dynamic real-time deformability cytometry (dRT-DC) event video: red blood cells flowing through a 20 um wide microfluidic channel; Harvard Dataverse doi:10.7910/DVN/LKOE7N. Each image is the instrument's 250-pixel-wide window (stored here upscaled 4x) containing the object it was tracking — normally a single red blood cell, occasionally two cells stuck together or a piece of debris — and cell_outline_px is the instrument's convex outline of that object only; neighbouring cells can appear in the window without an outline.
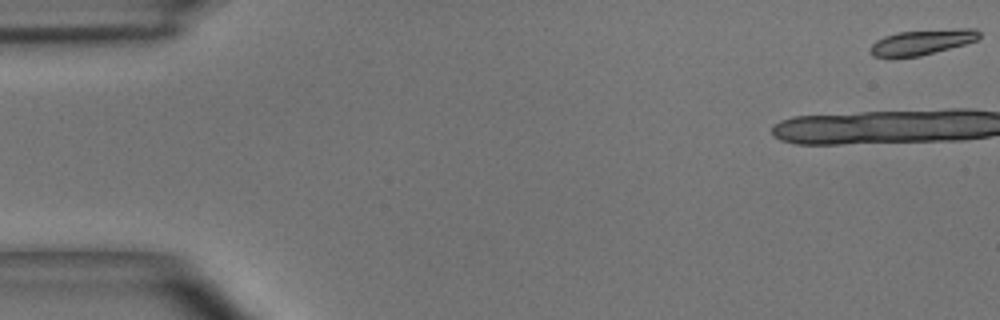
{"species": "common noctule bat (a hibernating species)", "species_latin": "Nyctalus noctula", "temperature_condition": "room temperature", "stored_images_in_passage": 17, "camera_frame_rate_fps": 3000, "um_per_image_px": 0.085, "animal": {"sex": "male", "body_mass_g": 15.6}, "frame": {"image": 1, "passage_image": 1, "time_ms": 0.0, "image_size_px": [1000, 320], "cell_outline_px": [[980, 36], [976, 40], [964, 44], [920, 56], [872, 56], [868, 52], [868, 48], [876, 40], [884, 36], [896, 32], [964, 28], [976, 28], [980, 32]], "centroid_in_image_um": [78.35, 3.56], "position_along_channel_um": 6.6, "area_um2": 15.9}}